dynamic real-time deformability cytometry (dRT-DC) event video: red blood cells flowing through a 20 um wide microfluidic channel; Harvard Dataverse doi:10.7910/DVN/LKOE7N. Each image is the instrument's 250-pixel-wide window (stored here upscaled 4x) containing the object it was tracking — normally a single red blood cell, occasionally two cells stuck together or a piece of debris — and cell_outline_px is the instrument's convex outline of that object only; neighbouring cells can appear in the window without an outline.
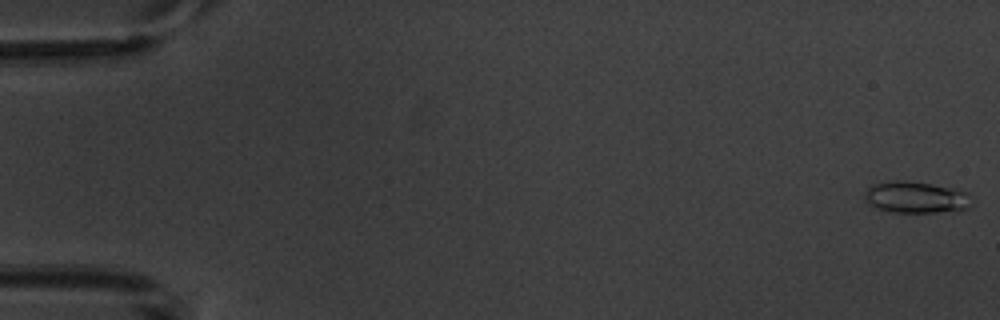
{"species": "common noctule bat (a hibernating species)", "species_latin": "Nyctalus noctula", "temperature_condition": "warm", "stored_images_in_passage": 6, "camera_frame_rate_fps": 3000, "um_per_image_px": 0.085, "animal": {"sex": "male", "body_mass_g": 20.1, "forearm_length_mm": 53.5}, "frame": {"image": 1, "passage_image": 1, "time_ms": 0.0, "image_size_px": [1000, 320], "cell_outline_px": [[972, 204], [968, 208], [960, 212], [892, 212], [880, 208], [872, 204], [864, 196], [864, 192], [872, 184], [896, 180], [900, 180], [932, 184], [952, 188], [968, 192]], "centroid_in_image_um": [77.93, 16.78], "position_along_channel_um": 7.1, "area_um2": 19.65}}